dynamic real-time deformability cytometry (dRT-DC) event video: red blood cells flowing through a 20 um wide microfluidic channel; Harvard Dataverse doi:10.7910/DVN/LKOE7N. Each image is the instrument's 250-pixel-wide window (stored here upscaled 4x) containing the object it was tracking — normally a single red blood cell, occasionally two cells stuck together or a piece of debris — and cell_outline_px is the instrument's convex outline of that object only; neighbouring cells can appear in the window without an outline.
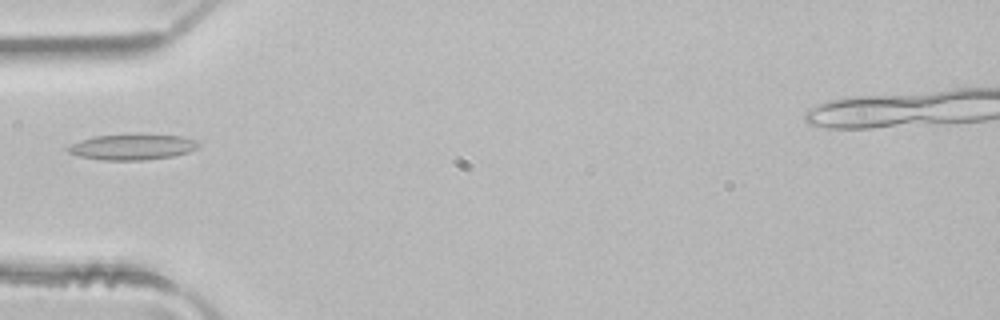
{"species": "common noctule bat (a hibernating species)", "species_latin": "Nyctalus noctula", "temperature_condition": "room temperature", "stored_images_in_passage": 3, "camera_frame_rate_fps": 3000, "um_per_image_px": 0.085, "animal": {"sex": "male", "body_mass_g": 21.5, "forearm_length_mm": 52.0}, "frame": {"image": 1, "passage_image": 3, "time_ms": 0.667, "image_size_px": [1000, 320], "cell_outline_px": [[200, 144], [196, 148], [188, 152], [176, 156], [140, 160], [100, 160], [80, 156], [68, 152], [68, 148], [72, 144], [80, 140], [96, 136], [136, 132], [184, 136], [196, 140]], "centroid_in_image_um": [11.3, 12.45], "position_along_channel_um": 73.7, "area_um2": 20.11}}